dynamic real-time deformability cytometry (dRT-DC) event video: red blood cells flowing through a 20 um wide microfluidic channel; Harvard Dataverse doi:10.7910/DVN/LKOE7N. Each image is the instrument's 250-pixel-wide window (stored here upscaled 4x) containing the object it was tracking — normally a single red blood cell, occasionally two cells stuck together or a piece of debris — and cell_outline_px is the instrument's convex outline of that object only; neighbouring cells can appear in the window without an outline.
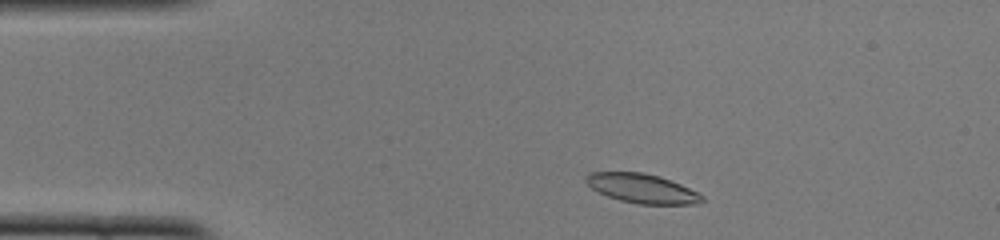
{"species": "common noctule bat (a hibernating species)", "species_latin": "Nyctalus noctula", "temperature_condition": "cold", "stored_images_in_passage": 44, "camera_frame_rate_fps": 3000, "um_per_image_px": 0.085, "animal": {"sex": "female", "body_mass_g": 22.0, "forearm_length_mm": 56.7}, "frame": {"image": 1, "passage_image": 3, "time_ms": 0.667, "image_size_px": [1000, 240], "cell_outline_px": [[704, 200], [696, 204], [636, 204], [620, 200], [608, 196], [592, 188], [584, 180], [584, 176], [588, 172], [644, 172], [660, 176], [680, 184], [704, 196]], "centroid_in_image_um": [54.55, 16.01], "position_along_channel_um": 30.4, "area_um2": 19.77}}
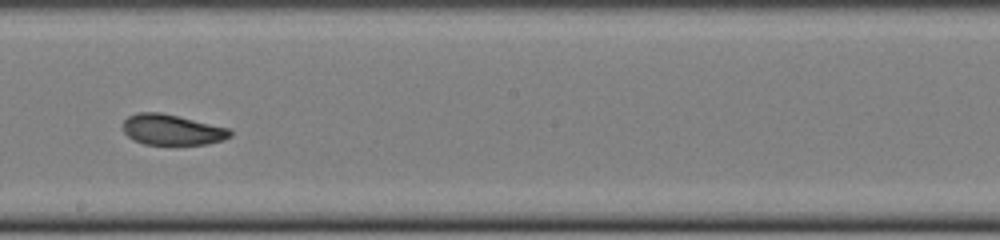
{"frame": {"image": 2, "passage_image": 22, "time_ms": 7.0, "image_size_px": [1000, 240], "cell_outline_px": [[232, 136], [224, 140], [208, 144], [144, 144], [132, 140], [124, 132], [124, 120], [128, 116], [140, 112], [160, 112], [228, 128], [232, 132]], "centroid_in_image_um": [14.62, 11.03], "position_along_channel_um": 233.6, "area_um2": 18.96}}
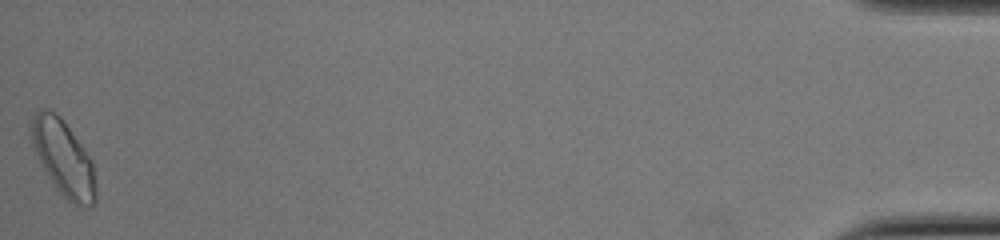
{"frame": {"image": 3, "passage_image": 44, "time_ms": 14.333, "image_size_px": [1000, 240], "cell_outline_px": [[96, 200], [88, 208], [80, 208], [72, 204], [56, 188], [48, 176], [32, 144], [32, 116], [36, 112], [44, 108], [60, 116], [92, 160], [96, 192]], "centroid_in_image_um": [5.42, 13.49], "position_along_channel_um": 429.8, "area_um2": 27.8}, "authors_computed_cell_mechanics": {"area_um2": 20.0277, "velocity_mm_per_s": 3.964, "shape_relaxation_time_tau1_ms": 10.3625, "shape_relaxation_time_tau2_ms": 2.1379, "deformation_change_tau1": 0.2186, "deformation_change_tau2": 0.0586}}